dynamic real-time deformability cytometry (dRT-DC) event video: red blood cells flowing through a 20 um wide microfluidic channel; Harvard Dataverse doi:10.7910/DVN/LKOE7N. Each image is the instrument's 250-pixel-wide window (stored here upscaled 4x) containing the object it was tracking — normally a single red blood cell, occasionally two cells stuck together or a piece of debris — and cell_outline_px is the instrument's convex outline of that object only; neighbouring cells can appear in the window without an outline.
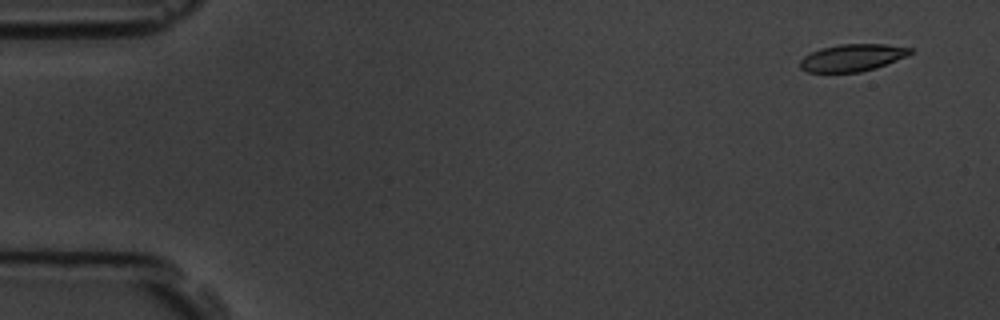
{"species": "common noctule bat (a hibernating species)", "species_latin": "Nyctalus noctula", "temperature_condition": "room temperature", "stored_images_in_passage": 5, "camera_frame_rate_fps": 3000, "um_per_image_px": 0.085, "animal": {"sex": "male", "body_mass_g": 19.5, "forearm_length_mm": 54.6}, "frame": {"image": 1, "passage_image": 2, "time_ms": 1.0, "image_size_px": [1000, 320], "cell_outline_px": [[916, 52], [908, 56], [876, 68], [860, 72], [808, 72], [800, 68], [800, 60], [804, 56], [820, 48], [840, 44], [884, 44], [912, 48]], "centroid_in_image_um": [72.49, 4.9], "position_along_channel_um": 12.5, "area_um2": 17.57}}